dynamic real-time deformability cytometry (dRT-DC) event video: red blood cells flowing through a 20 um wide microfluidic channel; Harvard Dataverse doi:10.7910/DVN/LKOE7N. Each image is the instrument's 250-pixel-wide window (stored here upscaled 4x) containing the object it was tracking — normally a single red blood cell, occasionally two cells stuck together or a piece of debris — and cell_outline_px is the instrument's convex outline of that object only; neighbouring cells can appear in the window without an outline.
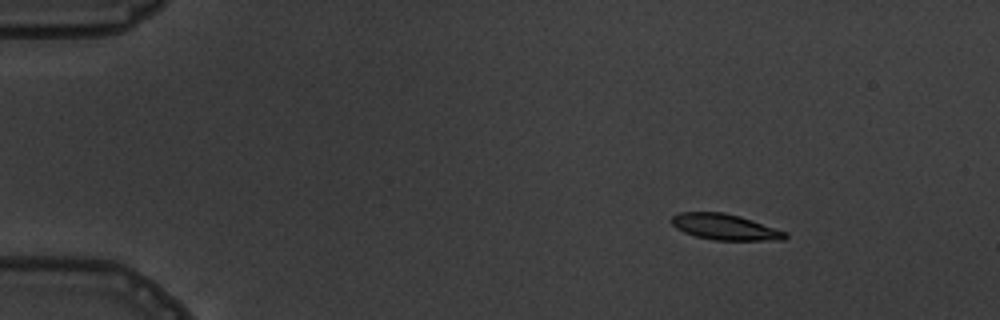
{"species": "common noctule bat (a hibernating species)", "species_latin": "Nyctalus noctula", "temperature_condition": "warm", "stored_images_in_passage": 3, "camera_frame_rate_fps": 3000, "um_per_image_px": 0.085, "animal": {"sex": "male", "body_mass_g": 19.5, "forearm_length_mm": 54.6}, "frame": {"image": 1, "passage_image": 1, "time_ms": 0.0, "image_size_px": [1000, 320], "cell_outline_px": [[788, 236], [784, 240], [712, 240], [696, 236], [684, 232], [676, 228], [668, 220], [672, 216], [680, 212], [724, 212], [740, 216], [788, 232]], "centroid_in_image_um": [61.61, 19.29], "position_along_channel_um": 23.4, "area_um2": 17.28}}